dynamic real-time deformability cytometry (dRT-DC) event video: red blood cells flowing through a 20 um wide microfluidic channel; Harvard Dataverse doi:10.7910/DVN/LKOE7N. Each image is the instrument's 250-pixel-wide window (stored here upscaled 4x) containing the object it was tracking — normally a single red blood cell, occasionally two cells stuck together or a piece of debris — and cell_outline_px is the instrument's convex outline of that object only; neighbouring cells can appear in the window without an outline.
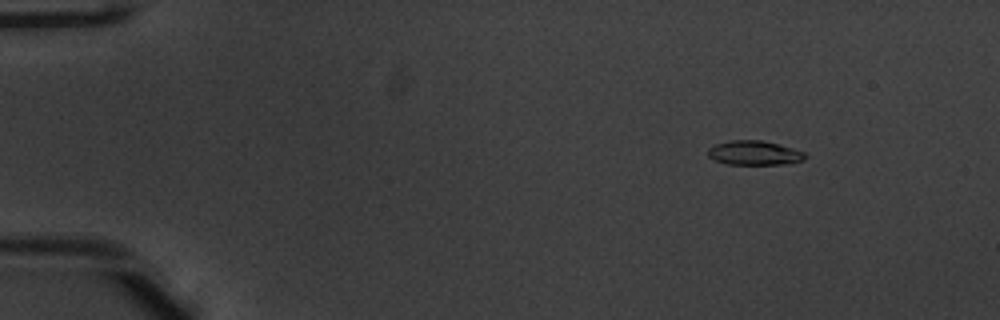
{"species": "common noctule bat (a hibernating species)", "species_latin": "Nyctalus noctula", "temperature_condition": "warm", "stored_images_in_passage": 52, "camera_frame_rate_fps": 3000, "um_per_image_px": 0.085, "animal": {"sex": "male", "body_mass_g": 20.1, "forearm_length_mm": 53.5}, "frame": {"image": 1, "passage_image": 7, "time_ms": 2.0, "image_size_px": [1000, 320], "cell_outline_px": [[808, 156], [804, 160], [784, 164], [728, 164], [716, 160], [708, 156], [708, 148], [716, 144], [728, 140], [760, 140], [792, 148], [804, 152]], "centroid_in_image_um": [64.12, 12.99], "position_along_channel_um": 20.9, "area_um2": 13.64}}
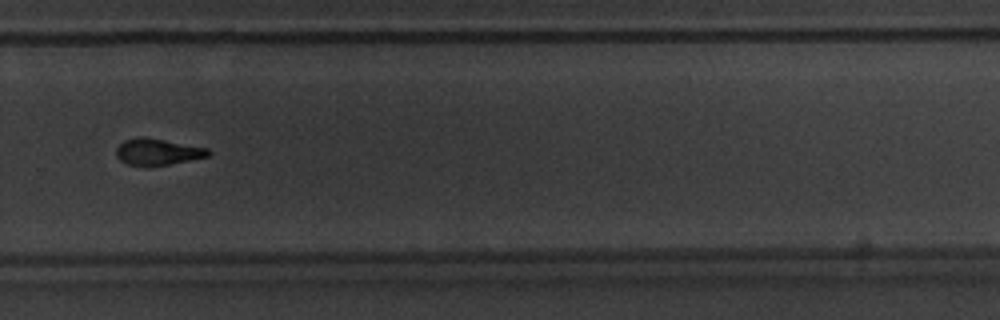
{"frame": {"image": 2, "passage_image": 37, "time_ms": 12.0, "image_size_px": [1000, 320], "cell_outline_px": [[212, 152], [208, 156], [168, 164], [128, 164], [120, 160], [116, 156], [116, 148], [124, 140], [140, 136], [164, 140], [208, 148]], "centroid_in_image_um": [13.39, 12.88], "position_along_channel_um": 316.4, "area_um2": 13.7}}
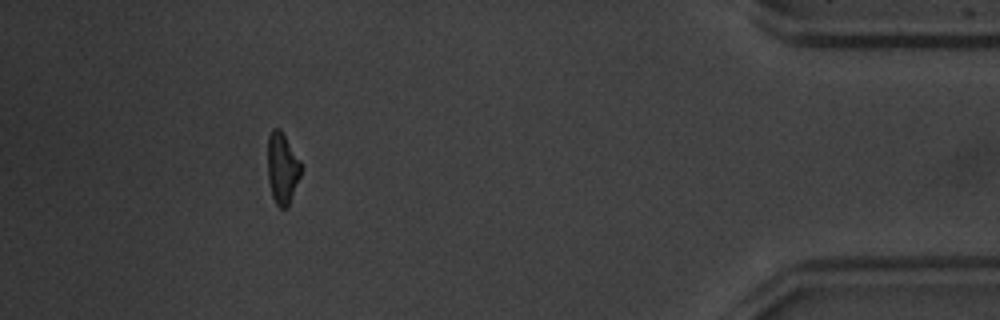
{"frame": {"image": 3, "passage_image": 48, "time_ms": 15.667, "image_size_px": [1000, 320], "cell_outline_px": [[300, 176], [288, 208], [280, 208], [276, 204], [272, 196], [268, 180], [268, 136], [272, 128], [280, 128], [300, 160]], "centroid_in_image_um": [23.98, 14.3], "position_along_channel_um": 411.2, "area_um2": 13.81}, "authors_computed_cell_mechanics": {"area_um2": 14.3344, "velocity_mm_per_s": 3.9604, "shape_relaxation_time_tau1_ms": 3.3851, "shape_relaxation_time_tau2_ms": 8.0445, "deformation_change_tau1": 0.1753, "deformation_change_tau2": 0.1681}}